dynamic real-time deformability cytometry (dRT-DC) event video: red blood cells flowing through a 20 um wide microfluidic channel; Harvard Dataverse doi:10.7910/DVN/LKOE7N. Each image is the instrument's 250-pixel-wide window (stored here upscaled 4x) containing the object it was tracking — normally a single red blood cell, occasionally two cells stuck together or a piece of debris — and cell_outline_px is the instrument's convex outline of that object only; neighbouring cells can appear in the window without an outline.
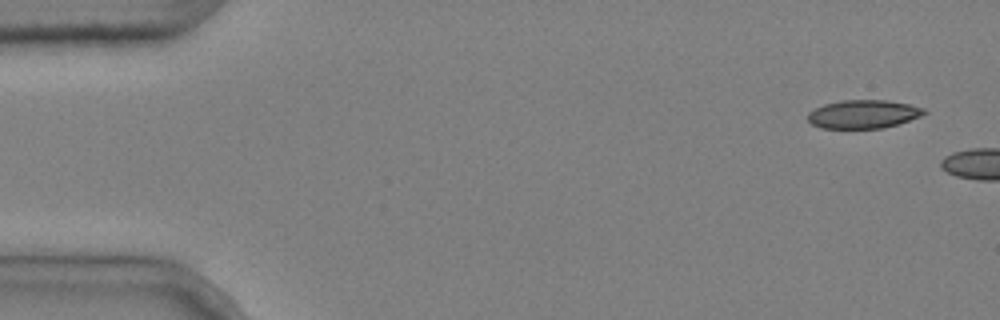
{"species": "common noctule bat (a hibernating species)", "species_latin": "Nyctalus noctula", "temperature_condition": "cold", "stored_images_in_passage": 5, "camera_frame_rate_fps": 3000, "um_per_image_px": 0.085, "animal": {"sex": "male", "body_mass_g": 20.4}, "frame": {"image": 1, "passage_image": 1, "time_ms": 0.0, "image_size_px": [1000, 320], "cell_outline_px": [[928, 112], [920, 116], [884, 128], [820, 128], [812, 124], [808, 120], [808, 112], [824, 104], [840, 100], [888, 100], [908, 104], [924, 108]], "centroid_in_image_um": [73.36, 9.69], "position_along_channel_um": 11.6, "area_um2": 19.19}}